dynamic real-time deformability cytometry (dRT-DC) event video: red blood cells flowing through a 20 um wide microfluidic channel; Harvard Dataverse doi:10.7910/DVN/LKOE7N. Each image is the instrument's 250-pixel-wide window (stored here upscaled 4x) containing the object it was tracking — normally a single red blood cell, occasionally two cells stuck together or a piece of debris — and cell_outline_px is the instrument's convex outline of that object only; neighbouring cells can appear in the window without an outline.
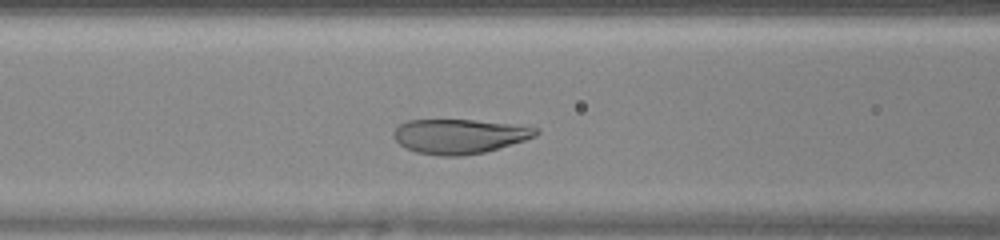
{"species": "human", "species_latin": "Homo sapiens", "temperature_condition": "warm", "stored_images_in_passage": 31, "camera_frame_rate_fps": 3000, "um_per_image_px": 0.085, "donor": {"sex": "female"}, "frame": {"image": 1, "passage_image": 8, "time_ms": 2.333, "image_size_px": [1000, 240], "cell_outline_px": [[540, 132], [536, 136], [524, 140], [484, 152], [460, 156], [440, 156], [416, 152], [404, 148], [392, 136], [392, 132], [400, 124], [408, 120], [472, 120], [508, 124], [540, 128]], "centroid_in_image_um": [39.01, 11.58], "position_along_channel_um": 127.6, "area_um2": 28.5}}
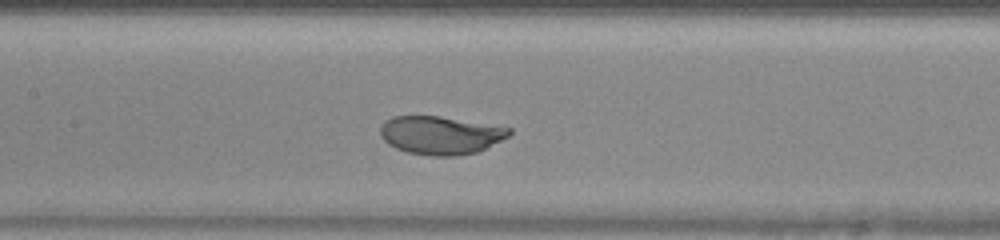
{"frame": {"image": 2, "passage_image": 11, "time_ms": 3.333, "image_size_px": [1000, 240], "cell_outline_px": [[512, 132], [508, 136], [476, 152], [456, 156], [428, 156], [408, 152], [396, 148], [388, 144], [380, 136], [380, 124], [384, 120], [392, 116], [440, 116], [512, 128]], "centroid_in_image_um": [37.39, 11.48], "position_along_channel_um": 170.0, "area_um2": 28.73}}
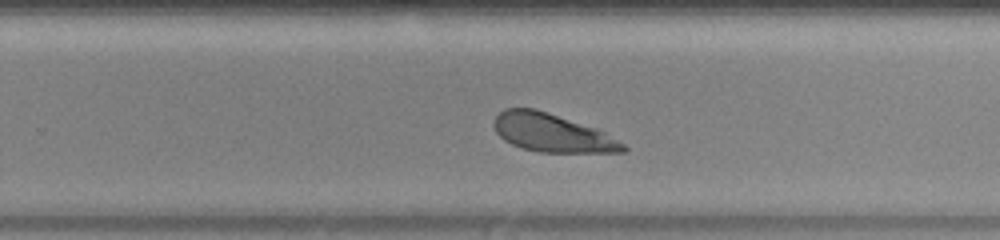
{"frame": {"image": 3, "passage_image": 19, "time_ms": 6.0, "image_size_px": [1000, 240], "cell_outline_px": [[628, 152], [540, 152], [524, 148], [512, 144], [504, 140], [496, 132], [492, 124], [496, 116], [504, 108], [536, 108], [604, 132], [624, 144], [628, 148]], "centroid_in_image_um": [46.89, 11.29], "position_along_channel_um": 282.9, "area_um2": 28.38}, "authors_computed_cell_mechanics": {"area_um2": 29.5936, "velocity_mm_per_s": 4.2538, "shape_relaxation_time_tau1_ms": 2.2601, "shape_relaxation_time_tau2_ms": null, "deformation_change_tau1": 0.1836, "deformation_change_tau2": null}}